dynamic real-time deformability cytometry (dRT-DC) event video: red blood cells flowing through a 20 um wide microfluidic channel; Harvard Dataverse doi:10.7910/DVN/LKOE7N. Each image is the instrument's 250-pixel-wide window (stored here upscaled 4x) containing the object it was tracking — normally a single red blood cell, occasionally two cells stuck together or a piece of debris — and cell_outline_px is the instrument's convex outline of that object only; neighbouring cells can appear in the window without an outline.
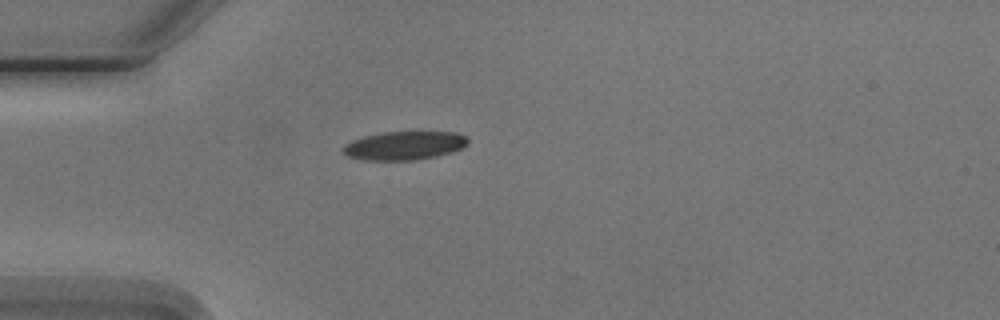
{"species": "Egyptian fruit bat (a non-hibernating species)", "species_latin": "Rousettus aegyptiacus", "temperature_condition": "cold", "stored_images_in_passage": 3, "camera_frame_rate_fps": 3000, "um_per_image_px": 0.085, "animal": {"sex": "male"}, "frame": {"image": 1, "passage_image": 1, "time_ms": 0.0, "image_size_px": [1000, 320], "cell_outline_px": [[468, 144], [452, 152], [436, 156], [412, 160], [364, 160], [348, 156], [340, 152], [340, 148], [344, 144], [352, 140], [364, 136], [384, 132], [456, 132], [468, 136]], "centroid_in_image_um": [34.33, 12.37], "position_along_channel_um": 50.7, "area_um2": 20.92}}
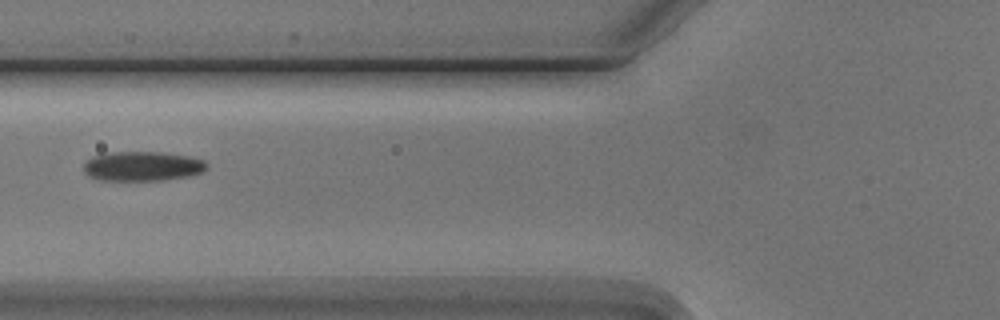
{"frame": {"image": 2, "passage_image": 3, "time_ms": 2.0, "image_size_px": [1000, 320], "cell_outline_px": [[208, 168], [200, 172], [188, 176], [160, 180], [100, 180], [88, 176], [84, 172], [84, 164], [92, 156], [104, 152], [160, 152], [188, 156], [204, 160], [208, 164]], "centroid_in_image_um": [12.08, 14.12], "position_along_channel_um": 113.7, "area_um2": 21.21}}